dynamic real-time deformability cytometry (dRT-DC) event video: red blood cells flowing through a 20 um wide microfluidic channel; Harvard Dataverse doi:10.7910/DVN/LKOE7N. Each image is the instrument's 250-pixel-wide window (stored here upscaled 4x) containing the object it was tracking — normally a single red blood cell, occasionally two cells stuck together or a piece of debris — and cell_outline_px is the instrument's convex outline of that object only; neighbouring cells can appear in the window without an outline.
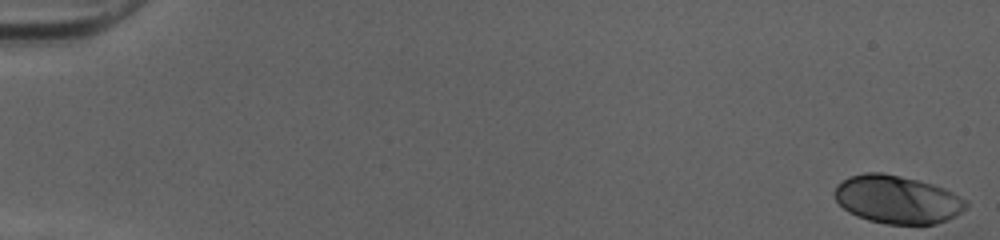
{"species": "human", "species_latin": "Homo sapiens", "temperature_condition": "cold", "stored_images_in_passage": 45, "camera_frame_rate_fps": 3000, "um_per_image_px": 0.085, "donor": {"sex": "female"}, "frame": {"image": 1, "passage_image": 1, "time_ms": 0.0, "image_size_px": [1000, 240], "cell_outline_px": [[968, 208], [956, 216], [948, 220], [936, 224], [888, 224], [868, 220], [856, 216], [848, 212], [836, 200], [836, 184], [848, 176], [864, 172], [884, 172], [932, 184], [944, 188], [968, 200]], "centroid_in_image_um": [76.29, 16.96], "position_along_channel_um": 8.7, "area_um2": 37.05}}
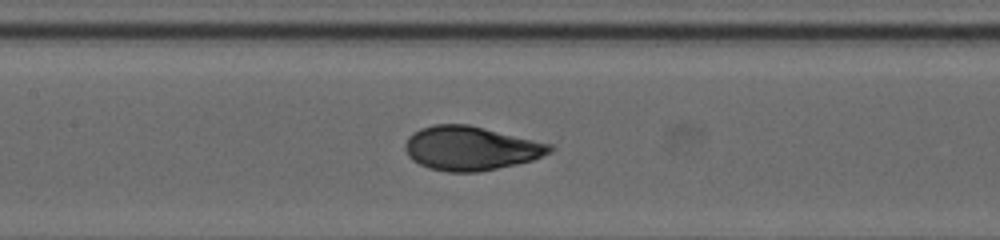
{"frame": {"image": 2, "passage_image": 26, "time_ms": 8.333, "image_size_px": [1000, 240], "cell_outline_px": [[556, 148], [552, 152], [532, 160], [516, 164], [480, 172], [448, 172], [428, 168], [412, 160], [408, 156], [404, 148], [404, 144], [408, 136], [412, 132], [420, 128], [432, 124], [468, 124], [552, 144]], "centroid_in_image_um": [39.99, 12.6], "position_along_channel_um": 167.4, "area_um2": 37.4}}
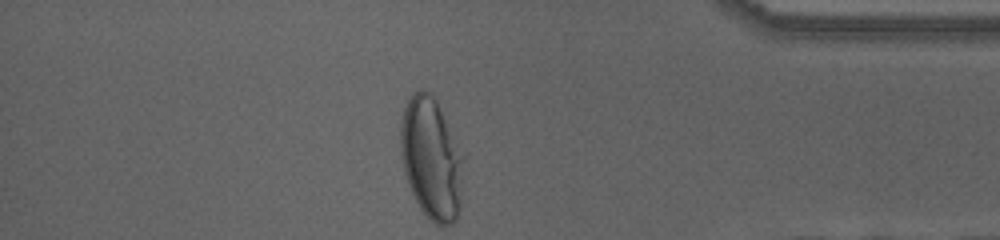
{"frame": {"image": 3, "passage_image": 45, "time_ms": 14.667, "image_size_px": [1000, 240], "cell_outline_px": [[468, 152], [460, 208], [456, 220], [452, 224], [436, 224], [428, 220], [420, 208], [408, 184], [400, 152], [400, 124], [404, 108], [408, 96], [416, 88], [424, 88], [432, 92]], "centroid_in_image_um": [36.75, 13.39], "position_along_channel_um": 398.4, "area_um2": 47.16}, "authors_computed_cell_mechanics": {"area_um2": 36.703, "velocity_mm_per_s": 4.0361, "shape_relaxation_time_tau1_ms": 4.2879, "shape_relaxation_time_tau2_ms": null, "deformation_change_tau1": 0.225, "deformation_change_tau2": null}}